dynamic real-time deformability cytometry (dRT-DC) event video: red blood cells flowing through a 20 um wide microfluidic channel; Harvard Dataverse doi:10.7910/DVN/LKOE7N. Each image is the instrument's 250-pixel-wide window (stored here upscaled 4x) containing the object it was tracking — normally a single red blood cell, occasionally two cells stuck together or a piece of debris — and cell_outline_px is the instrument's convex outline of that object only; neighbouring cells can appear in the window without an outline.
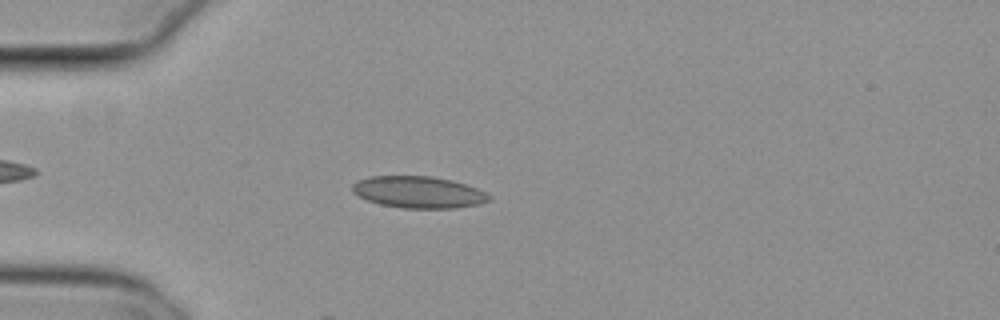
{"species": "common noctule bat (a hibernating species)", "species_latin": "Nyctalus noctula", "temperature_condition": "cold", "stored_images_in_passage": 20, "camera_frame_rate_fps": 3000, "um_per_image_px": 0.085, "animal": {"sex": "female", "body_mass_g": 29.2, "forearm_length_mm": 56.3}, "frame": {"image": 1, "passage_image": 8, "time_ms": 2.333, "image_size_px": [1000, 320], "cell_outline_px": [[492, 200], [480, 204], [456, 208], [400, 208], [380, 204], [368, 200], [352, 192], [352, 184], [356, 180], [368, 176], [432, 176], [452, 180], [476, 188], [492, 196]], "centroid_in_image_um": [35.57, 16.33], "position_along_channel_um": 49.4, "area_um2": 25.43}}
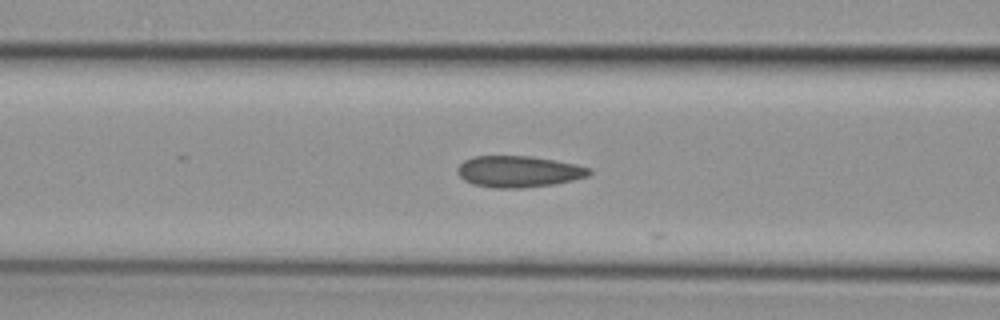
{"frame": {"image": 2, "passage_image": 15, "time_ms": 4.667, "image_size_px": [1000, 320], "cell_outline_px": [[592, 172], [588, 176], [556, 184], [520, 188], [496, 188], [472, 184], [464, 180], [456, 172], [456, 168], [464, 160], [472, 156], [532, 156], [576, 164], [592, 168]], "centroid_in_image_um": [44.08, 14.58], "position_along_channel_um": 122.5, "area_um2": 24.28}}
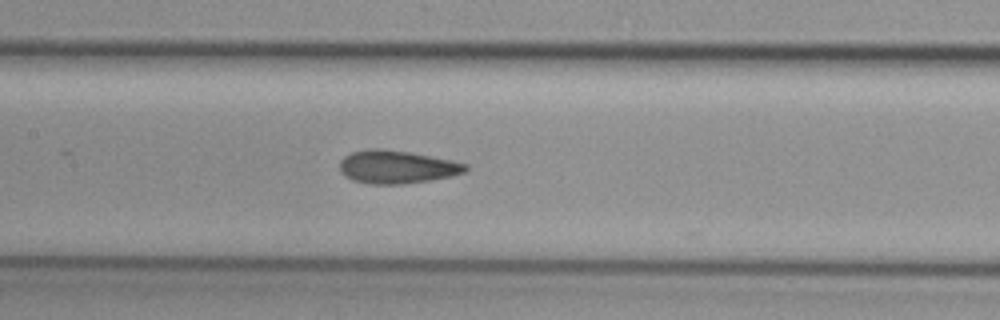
{"frame": {"image": 3, "passage_image": 19, "time_ms": 6.0, "image_size_px": [1000, 320], "cell_outline_px": [[468, 168], [464, 172], [452, 176], [404, 184], [372, 184], [352, 180], [344, 176], [340, 172], [340, 160], [344, 156], [352, 152], [368, 148], [380, 148], [408, 152], [452, 160], [468, 164]], "centroid_in_image_um": [33.7, 14.18], "position_along_channel_um": 173.7, "area_um2": 24.28}}